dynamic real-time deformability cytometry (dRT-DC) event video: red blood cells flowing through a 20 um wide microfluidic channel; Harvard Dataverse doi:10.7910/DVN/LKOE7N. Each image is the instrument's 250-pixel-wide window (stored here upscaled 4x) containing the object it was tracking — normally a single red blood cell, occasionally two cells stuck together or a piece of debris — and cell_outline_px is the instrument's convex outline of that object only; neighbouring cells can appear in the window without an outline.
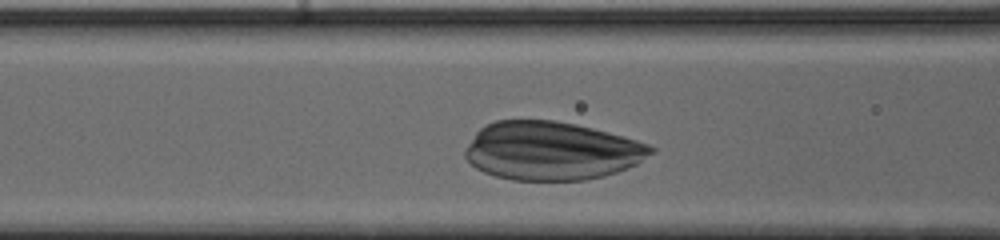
{"species": "human", "species_latin": "Homo sapiens", "temperature_condition": "cold", "stored_images_in_passage": 28, "camera_frame_rate_fps": 3000, "um_per_image_px": 0.085, "donor": {"sex": "male"}, "frame": {"image": 1, "passage_image": 7, "time_ms": 2.0, "image_size_px": [1000, 240], "cell_outline_px": [[656, 152], [636, 164], [616, 172], [604, 176], [584, 180], [512, 180], [496, 176], [484, 172], [476, 168], [464, 156], [464, 152], [468, 144], [476, 132], [480, 128], [496, 120], [556, 120], [576, 124], [608, 132], [636, 140], [648, 144], [656, 148]], "centroid_in_image_um": [46.89, 12.82], "position_along_channel_um": 119.7, "area_um2": 63.23}}
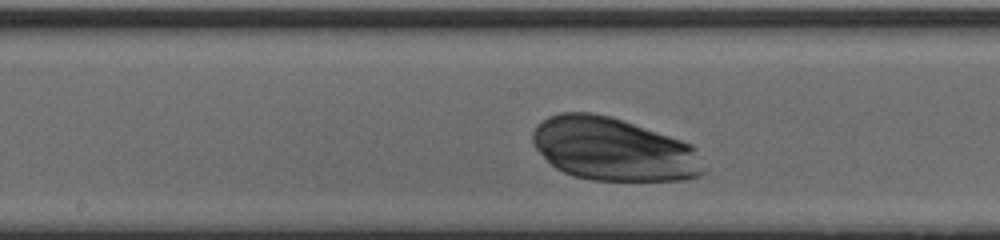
{"frame": {"image": 2, "passage_image": 13, "time_ms": 4.0, "image_size_px": [1000, 240], "cell_outline_px": [[708, 168], [700, 176], [684, 180], [592, 180], [572, 176], [556, 168], [532, 144], [532, 132], [536, 124], [548, 116], [560, 112], [592, 112], [612, 116], [624, 120], [692, 144]], "centroid_in_image_um": [52.15, 12.68], "position_along_channel_um": 196.0, "area_um2": 63.35}}
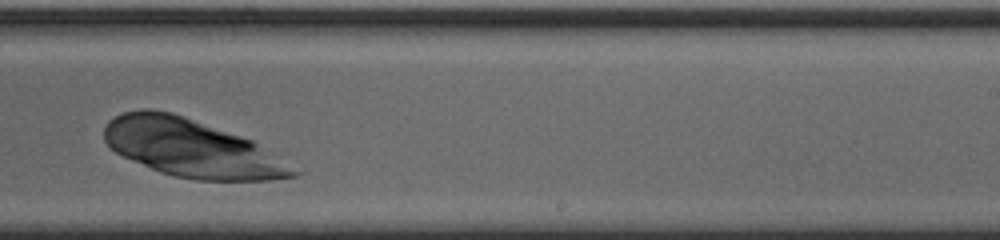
{"frame": {"image": 3, "passage_image": 19, "time_ms": 6.0, "image_size_px": [1000, 240], "cell_outline_px": [[304, 172], [300, 176], [272, 180], [196, 180], [176, 176], [160, 172], [124, 156], [116, 152], [104, 140], [104, 128], [108, 120], [120, 112], [140, 108], [152, 108], [172, 112], [184, 116], [252, 140]], "centroid_in_image_um": [16.3, 12.59], "position_along_channel_um": 272.7, "area_um2": 63.75}}